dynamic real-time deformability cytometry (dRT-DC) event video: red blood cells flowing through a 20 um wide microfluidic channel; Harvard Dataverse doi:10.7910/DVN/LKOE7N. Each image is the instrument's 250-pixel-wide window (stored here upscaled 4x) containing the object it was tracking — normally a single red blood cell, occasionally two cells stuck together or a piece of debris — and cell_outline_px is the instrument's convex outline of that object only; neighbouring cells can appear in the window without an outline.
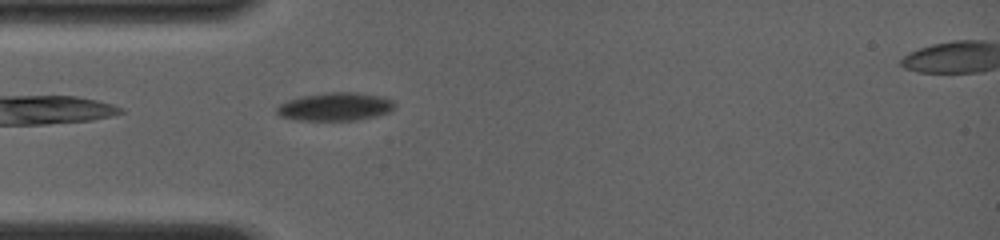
{"species": "common noctule bat (a hibernating species)", "species_latin": "Nyctalus noctula", "temperature_condition": "room temperature", "stored_images_in_passage": 2, "segment_of_instrument_passage": [1, 2], "camera_frame_rate_fps": 4000, "um_per_image_px": 0.085, "animal": {"sex": "female", "body_mass_g": 19.0, "forearm_length_mm": 56.7}, "frame": {"image": 1, "passage_image": 1, "time_ms": 0.0, "image_size_px": [1000, 240], "cell_outline_px": [[396, 108], [388, 112], [376, 116], [356, 120], [296, 120], [280, 116], [276, 112], [276, 108], [280, 104], [288, 100], [300, 96], [328, 92], [356, 92], [380, 96], [392, 100], [396, 104]], "centroid_in_image_um": [28.5, 9.06], "position_along_channel_um": 56.5, "area_um2": 19.42}}